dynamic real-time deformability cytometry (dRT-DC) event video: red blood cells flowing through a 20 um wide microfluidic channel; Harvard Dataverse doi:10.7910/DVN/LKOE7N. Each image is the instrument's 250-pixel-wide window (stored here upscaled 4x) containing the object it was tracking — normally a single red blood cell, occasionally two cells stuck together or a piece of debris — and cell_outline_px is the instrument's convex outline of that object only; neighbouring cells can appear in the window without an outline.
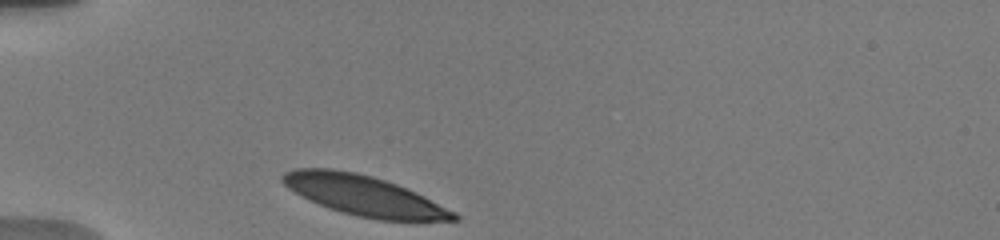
{"species": "human", "species_latin": "Homo sapiens", "temperature_condition": "warm", "stored_images_in_passage": 30, "camera_frame_rate_fps": 3000, "um_per_image_px": 0.085, "donor": {"sex": "male"}, "frame": {"image": 1, "passage_image": 1, "time_ms": 0.0, "image_size_px": [1000, 240], "cell_outline_px": [[460, 220], [380, 220], [356, 216], [340, 212], [328, 208], [308, 200], [288, 188], [280, 180], [280, 176], [284, 172], [296, 168], [332, 168], [356, 172], [372, 176], [396, 184], [416, 192], [456, 212], [460, 216]], "centroid_in_image_um": [30.9, 16.62], "position_along_channel_um": 54.1, "area_um2": 40.06}}
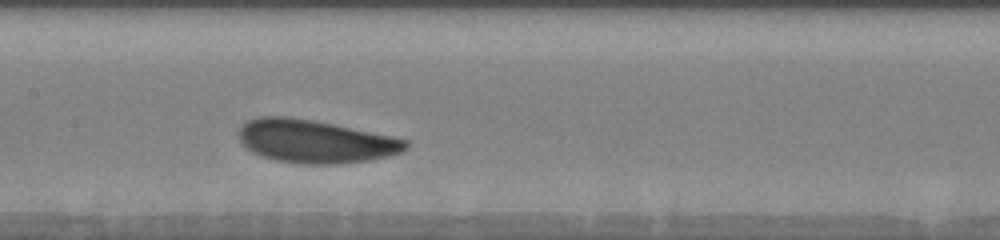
{"frame": {"image": 2, "passage_image": 10, "time_ms": 4.0, "image_size_px": [1000, 240], "cell_outline_px": [[408, 148], [400, 152], [388, 156], [368, 160], [336, 164], [300, 164], [276, 160], [252, 152], [240, 140], [240, 128], [248, 120], [260, 116], [284, 116], [312, 120], [392, 136], [408, 140]], "centroid_in_image_um": [26.81, 12.02], "position_along_channel_um": 180.6, "area_um2": 41.44}}
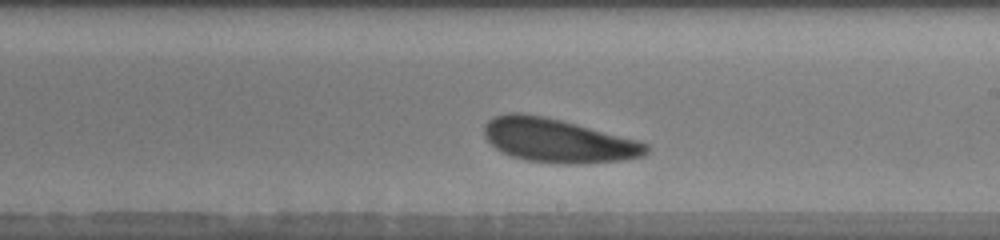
{"frame": {"image": 3, "passage_image": 15, "time_ms": 5.667, "image_size_px": [1000, 240], "cell_outline_px": [[652, 148], [644, 156], [620, 160], [572, 164], [564, 164], [528, 160], [512, 156], [496, 148], [484, 136], [484, 124], [492, 116], [508, 112], [520, 112], [544, 116], [640, 140], [648, 144]], "centroid_in_image_um": [47.44, 11.93], "position_along_channel_um": 241.6, "area_um2": 41.33}, "authors_computed_cell_mechanics": {"area_um2": 41.2692, "velocity_mm_per_s": 3.6657, "shape_relaxation_time_tau1_ms": 1.345, "shape_relaxation_time_tau2_ms": 4.0786, "deformation_change_tau1": 0.067, "deformation_change_tau2": 0.0957}}